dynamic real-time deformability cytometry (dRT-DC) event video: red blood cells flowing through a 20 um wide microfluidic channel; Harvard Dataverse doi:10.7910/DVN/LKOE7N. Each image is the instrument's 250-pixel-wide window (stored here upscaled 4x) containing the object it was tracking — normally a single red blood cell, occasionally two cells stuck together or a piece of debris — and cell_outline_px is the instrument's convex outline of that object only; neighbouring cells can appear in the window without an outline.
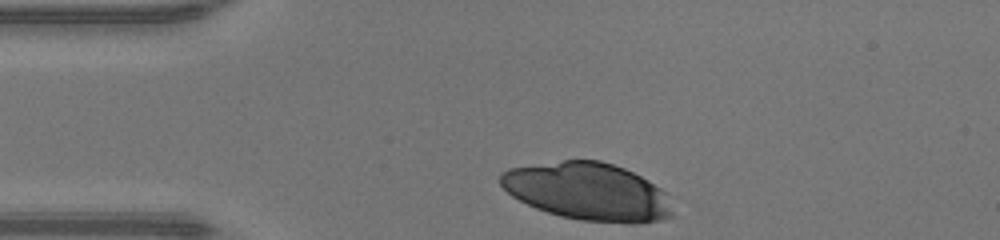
{"species": "human", "species_latin": "Homo sapiens", "temperature_condition": "warm", "stored_images_in_passage": 28, "camera_frame_rate_fps": 3000, "um_per_image_px": 0.085, "donor": {"sex": "male"}, "frame": {"image": 1, "passage_image": 1, "time_ms": 0.0, "image_size_px": [1000, 240], "cell_outline_px": [[676, 216], [660, 220], [636, 224], [624, 224], [580, 220], [560, 216], [536, 208], [512, 196], [500, 184], [500, 172], [508, 168], [564, 160], [600, 160], [624, 168], [648, 180], [668, 192]], "centroid_in_image_um": [50.04, 16.3], "position_along_channel_um": 35.0, "area_um2": 58.38}}